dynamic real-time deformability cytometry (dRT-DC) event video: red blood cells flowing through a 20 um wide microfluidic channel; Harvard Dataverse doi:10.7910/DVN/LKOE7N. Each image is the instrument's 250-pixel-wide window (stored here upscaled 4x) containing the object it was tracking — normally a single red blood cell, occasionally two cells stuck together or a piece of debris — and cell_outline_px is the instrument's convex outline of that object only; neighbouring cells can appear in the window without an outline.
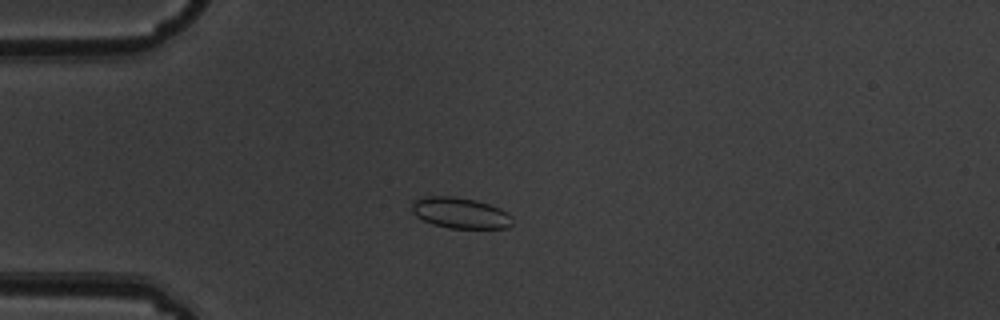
{"species": "common noctule bat (a hibernating species)", "species_latin": "Nyctalus noctula", "temperature_condition": "warm", "stored_images_in_passage": 5, "camera_frame_rate_fps": 3000, "um_per_image_px": 0.085, "animal": {"sex": "male", "body_mass_g": 19.5, "forearm_length_mm": 54.6}, "frame": {"image": 1, "passage_image": 4, "time_ms": 1.0, "image_size_px": [1000, 320], "cell_outline_px": [[512, 224], [508, 228], [448, 228], [432, 224], [416, 216], [412, 212], [412, 204], [416, 200], [428, 196], [452, 196], [476, 200], [500, 208], [512, 216]], "centroid_in_image_um": [39.14, 18.11], "position_along_channel_um": 45.9, "area_um2": 18.03}}